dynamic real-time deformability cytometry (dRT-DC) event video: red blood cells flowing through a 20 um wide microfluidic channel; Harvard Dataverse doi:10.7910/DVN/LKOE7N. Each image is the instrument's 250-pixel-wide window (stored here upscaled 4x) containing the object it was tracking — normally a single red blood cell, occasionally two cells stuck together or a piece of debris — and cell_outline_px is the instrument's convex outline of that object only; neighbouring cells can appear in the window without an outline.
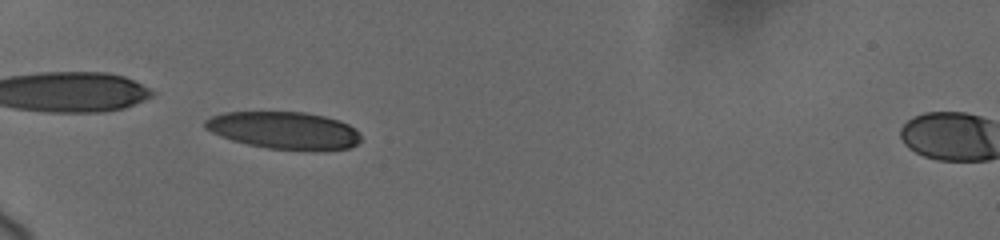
{"species": "human", "species_latin": "Homo sapiens", "temperature_condition": "cold", "stored_images_in_passage": 7, "camera_frame_rate_fps": 3000, "um_per_image_px": 0.085, "donor": {"sex": "female"}, "frame": {"image": 1, "passage_image": 5, "time_ms": 1.667, "image_size_px": [1000, 240], "cell_outline_px": [[360, 140], [356, 144], [348, 148], [324, 152], [312, 152], [268, 148], [248, 144], [232, 140], [220, 136], [204, 128], [204, 120], [212, 116], [224, 112], [304, 112], [324, 116], [340, 120], [356, 128], [360, 132]], "centroid_in_image_um": [24.2, 11.1], "position_along_channel_um": 60.8, "area_um2": 34.51}}
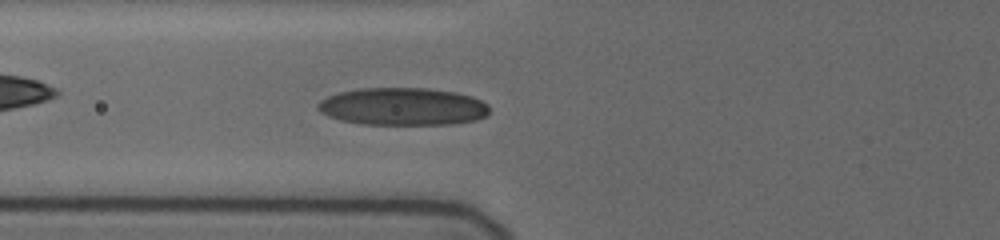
{"frame": {"image": 2, "passage_image": 7, "time_ms": 3.0, "image_size_px": [1000, 240], "cell_outline_px": [[488, 116], [476, 120], [452, 124], [364, 124], [340, 120], [328, 116], [320, 112], [316, 108], [316, 104], [320, 100], [328, 96], [340, 92], [360, 88], [424, 88], [456, 92], [472, 96], [488, 104]], "centroid_in_image_um": [34.23, 9.05], "position_along_channel_um": 91.6, "area_um2": 37.69}}